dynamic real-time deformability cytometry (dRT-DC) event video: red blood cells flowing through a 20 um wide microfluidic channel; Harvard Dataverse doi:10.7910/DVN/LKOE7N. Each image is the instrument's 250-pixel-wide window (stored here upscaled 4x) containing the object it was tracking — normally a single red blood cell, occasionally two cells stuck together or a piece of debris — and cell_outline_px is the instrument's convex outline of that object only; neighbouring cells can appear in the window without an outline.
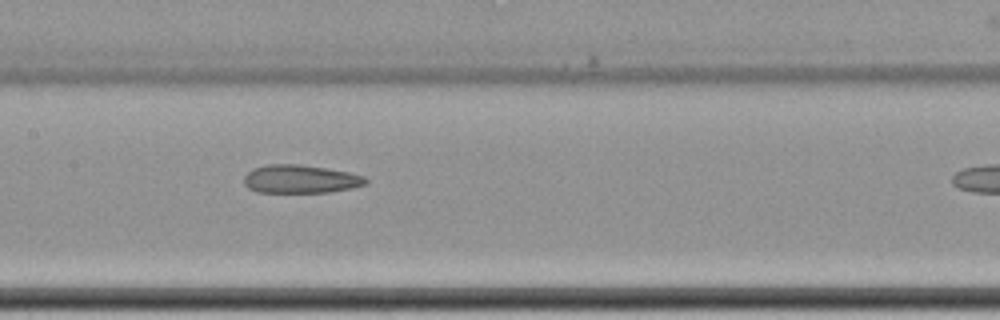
{"species": "common noctule bat (a hibernating species)", "species_latin": "Nyctalus noctula", "temperature_condition": "cold", "stored_images_in_passage": 8, "segment_of_instrument_passage": [1, 2], "camera_frame_rate_fps": 3000, "um_per_image_px": 0.085, "animal": {"sex": "female", "body_mass_g": 22.7, "forearm_length_mm": 54.2}, "frame": {"image": 1, "passage_image": 7, "time_ms": 7.0, "image_size_px": [1000, 320], "cell_outline_px": [[368, 184], [352, 188], [328, 192], [256, 192], [248, 188], [244, 184], [244, 176], [252, 168], [268, 164], [300, 164], [348, 172], [364, 176], [368, 180]], "centroid_in_image_um": [25.52, 15.22], "position_along_channel_um": 181.9, "area_um2": 20.11}}